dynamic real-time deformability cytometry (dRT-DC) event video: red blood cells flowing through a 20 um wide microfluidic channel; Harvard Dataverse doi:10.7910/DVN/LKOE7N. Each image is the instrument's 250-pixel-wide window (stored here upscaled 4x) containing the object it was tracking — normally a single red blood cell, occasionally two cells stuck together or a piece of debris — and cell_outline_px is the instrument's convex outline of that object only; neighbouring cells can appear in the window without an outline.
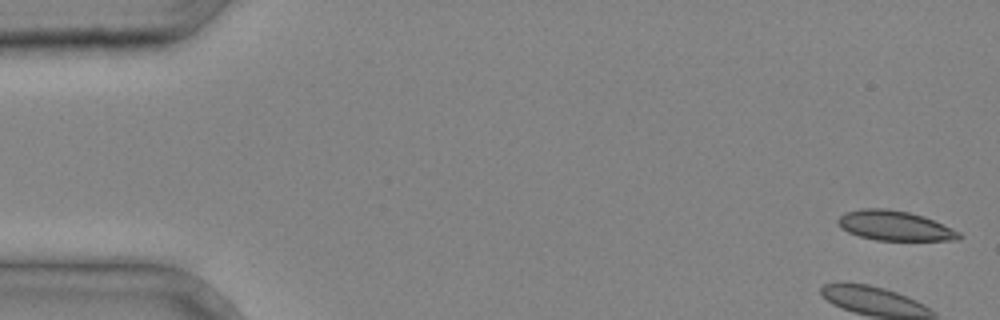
{"species": "common noctule bat (a hibernating species)", "species_latin": "Nyctalus noctula", "temperature_condition": "cold", "stored_images_in_passage": 2, "camera_frame_rate_fps": 3000, "um_per_image_px": 0.085, "animal": {"sex": "male", "body_mass_g": 20.4}, "frame": {"image": 1, "passage_image": 1, "time_ms": 0.0, "image_size_px": [1000, 320], "cell_outline_px": [[960, 240], [876, 240], [860, 236], [848, 232], [840, 228], [836, 224], [836, 220], [844, 212], [860, 208], [888, 208], [908, 212], [924, 216], [960, 232]], "centroid_in_image_um": [75.99, 19.17], "position_along_channel_um": 9.0, "area_um2": 21.1}}